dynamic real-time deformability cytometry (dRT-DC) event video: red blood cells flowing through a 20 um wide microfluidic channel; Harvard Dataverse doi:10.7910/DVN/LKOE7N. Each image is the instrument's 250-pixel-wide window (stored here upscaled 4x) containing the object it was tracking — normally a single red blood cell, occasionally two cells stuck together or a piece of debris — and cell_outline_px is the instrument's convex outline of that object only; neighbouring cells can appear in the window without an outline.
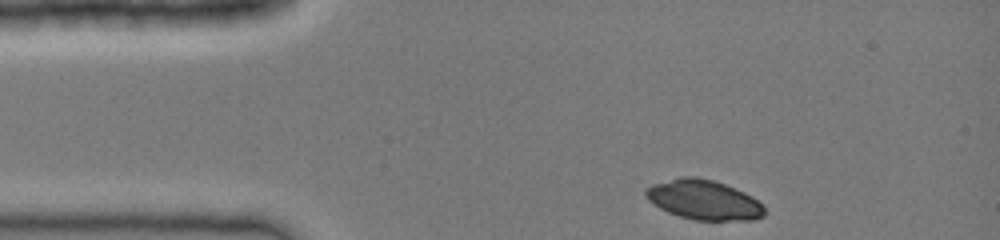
{"species": "common noctule bat (a hibernating species)", "species_latin": "Nyctalus noctula", "temperature_condition": "cold", "stored_images_in_passage": 30, "camera_frame_rate_fps": 3000, "um_per_image_px": 0.085, "animal": {"sex": "female", "body_mass_g": 19.0, "forearm_length_mm": 51.5}, "frame": {"image": 1, "passage_image": 1, "time_ms": 0.0, "image_size_px": [1000, 240], "cell_outline_px": [[764, 216], [756, 220], [696, 220], [680, 216], [668, 212], [660, 208], [648, 200], [644, 192], [652, 184], [680, 176], [696, 176], [712, 180], [724, 184], [744, 192], [752, 196], [764, 208]], "centroid_in_image_um": [59.81, 16.98], "position_along_channel_um": 25.2, "area_um2": 27.34}}
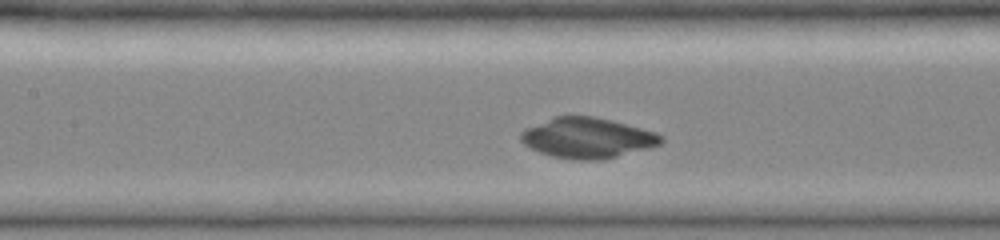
{"frame": {"image": 2, "passage_image": 13, "time_ms": 4.0, "image_size_px": [1000, 240], "cell_outline_px": [[664, 140], [660, 144], [648, 148], [616, 156], [596, 160], [576, 160], [552, 156], [540, 152], [524, 144], [520, 140], [520, 132], [524, 128], [552, 116], [592, 116], [612, 120], [656, 132], [664, 136]], "centroid_in_image_um": [49.9, 11.71], "position_along_channel_um": 157.5, "area_um2": 33.0}}
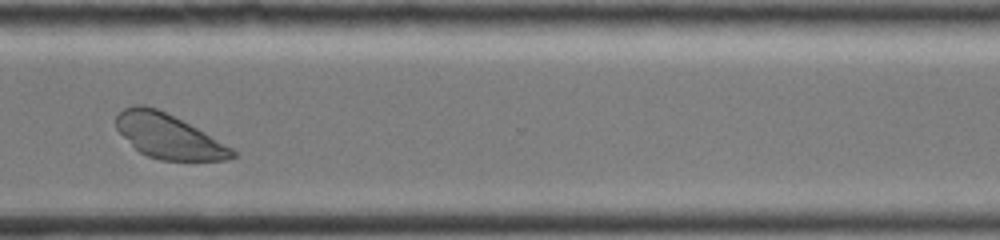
{"frame": {"image": 3, "passage_image": 26, "time_ms": 8.333, "image_size_px": [1000, 240], "cell_outline_px": [[236, 156], [228, 160], [160, 160], [148, 156], [140, 152], [116, 128], [116, 116], [124, 108], [132, 104], [144, 104], [156, 108], [204, 132], [232, 148], [236, 152]], "centroid_in_image_um": [14.31, 11.58], "position_along_channel_um": 356.3, "area_um2": 29.54}}